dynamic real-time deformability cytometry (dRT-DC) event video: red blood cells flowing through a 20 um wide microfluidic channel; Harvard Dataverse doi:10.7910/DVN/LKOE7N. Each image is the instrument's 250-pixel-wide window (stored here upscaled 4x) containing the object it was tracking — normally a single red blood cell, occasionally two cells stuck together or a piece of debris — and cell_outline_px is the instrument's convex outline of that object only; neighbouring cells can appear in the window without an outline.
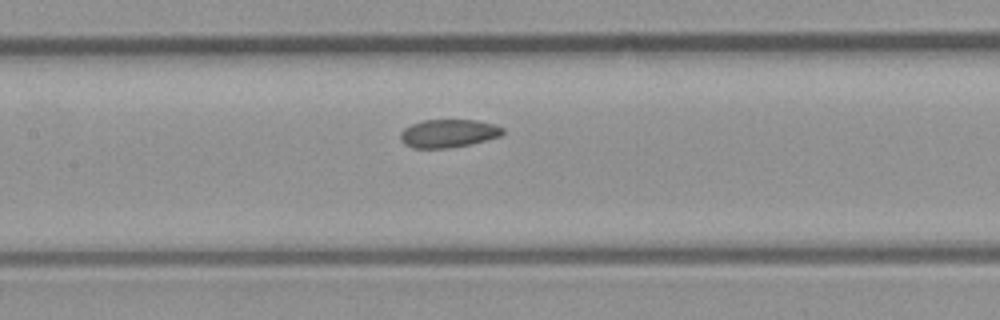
{"species": "common noctule bat (a hibernating species)", "species_latin": "Nyctalus noctula", "temperature_condition": "room temperature", "stored_images_in_passage": 7, "camera_frame_rate_fps": 3000, "um_per_image_px": 0.085, "animal": {"sex": "male", "body_mass_g": 23.1, "forearm_length_mm": 52.7}, "frame": {"image": 1, "passage_image": 7, "time_ms": 8.0, "image_size_px": [1000, 320], "cell_outline_px": [[504, 132], [500, 136], [468, 144], [448, 148], [412, 148], [404, 144], [400, 140], [400, 132], [404, 128], [412, 124], [424, 120], [476, 120], [496, 124], [504, 128]], "centroid_in_image_um": [38.09, 11.33], "position_along_channel_um": 169.3, "area_um2": 16.76}}